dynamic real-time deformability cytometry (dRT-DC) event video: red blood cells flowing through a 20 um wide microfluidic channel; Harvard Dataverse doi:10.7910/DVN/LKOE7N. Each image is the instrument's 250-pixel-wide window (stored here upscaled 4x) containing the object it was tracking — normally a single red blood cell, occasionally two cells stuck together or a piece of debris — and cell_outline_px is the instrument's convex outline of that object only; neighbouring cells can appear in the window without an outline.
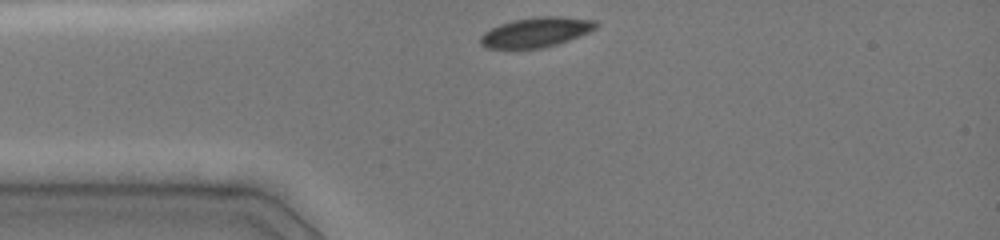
{"species": "common noctule bat (a hibernating species)", "species_latin": "Nyctalus noctula", "temperature_condition": "cold", "stored_images_in_passage": 30, "camera_frame_rate_fps": 3000, "um_per_image_px": 0.085, "animal": {"sex": "female", "body_mass_g": 19.0, "forearm_length_mm": 51.5}, "frame": {"image": 1, "passage_image": 1, "time_ms": 0.0, "image_size_px": [1000, 240], "cell_outline_px": [[596, 28], [588, 32], [568, 40], [556, 44], [540, 48], [484, 48], [480, 44], [480, 36], [484, 32], [500, 24], [516, 20], [540, 16], [560, 16], [596, 20]], "centroid_in_image_um": [45.54, 2.74], "position_along_channel_um": 39.5, "area_um2": 19.77}}
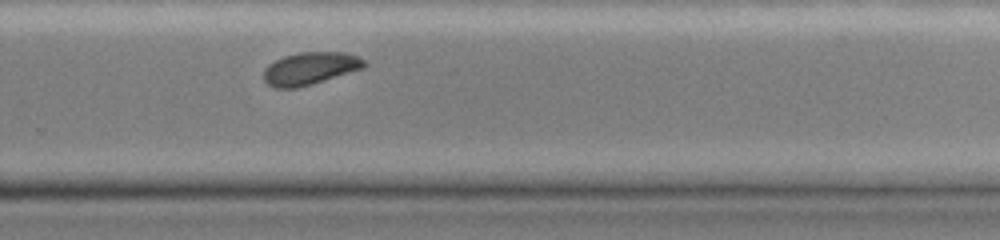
{"frame": {"image": 2, "passage_image": 22, "time_ms": 7.0, "image_size_px": [1000, 240], "cell_outline_px": [[364, 68], [296, 88], [276, 88], [268, 84], [264, 80], [264, 68], [268, 64], [284, 56], [300, 52], [344, 52], [356, 56], [364, 60]], "centroid_in_image_um": [26.32, 5.81], "position_along_channel_um": 303.5, "area_um2": 18.73}}
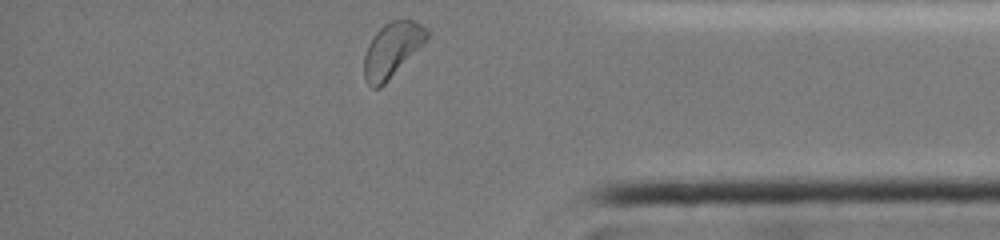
{"frame": {"image": 3, "passage_image": 30, "time_ms": 9.667, "image_size_px": [1000, 240], "cell_outline_px": [[428, 36], [388, 80], [380, 88], [372, 88], [368, 84], [364, 76], [364, 56], [368, 44], [372, 36], [384, 24], [392, 20], [412, 20], [428, 28]], "centroid_in_image_um": [33.27, 4.22], "position_along_channel_um": 401.9, "area_um2": 19.36}, "authors_computed_cell_mechanics": {"area_um2": 19.9699, "velocity_mm_per_s": 4.0291, "shape_relaxation_time_tau1_ms": 2.3255, "shape_relaxation_time_tau2_ms": null, "deformation_change_tau1": 0.0853, "deformation_change_tau2": null}}